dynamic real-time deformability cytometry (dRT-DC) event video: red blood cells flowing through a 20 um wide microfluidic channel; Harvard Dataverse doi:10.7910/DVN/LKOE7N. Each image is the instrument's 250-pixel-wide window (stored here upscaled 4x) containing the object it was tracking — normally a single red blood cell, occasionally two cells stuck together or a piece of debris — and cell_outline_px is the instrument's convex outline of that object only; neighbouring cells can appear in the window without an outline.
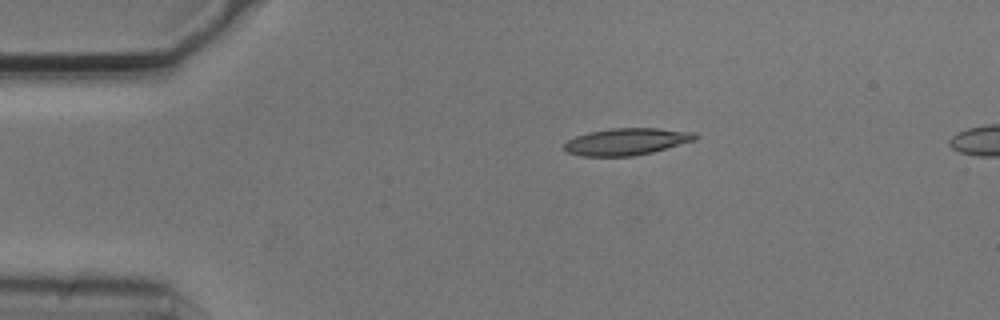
{"species": "common noctule bat (a hibernating species)", "species_latin": "Nyctalus noctula", "temperature_condition": "cold", "stored_images_in_passage": 6, "camera_frame_rate_fps": 3000, "um_per_image_px": 0.085, "animal": {"sex": "male", "body_mass_g": 20.5, "forearm_length_mm": 52.5}, "frame": {"image": 1, "passage_image": 1, "time_ms": 0.0, "image_size_px": [1000, 320], "cell_outline_px": [[700, 136], [696, 140], [652, 152], [632, 156], [584, 156], [568, 152], [564, 148], [564, 144], [568, 140], [576, 136], [588, 132], [612, 128], [656, 128], [696, 132]], "centroid_in_image_um": [53.3, 12.03], "position_along_channel_um": 31.7, "area_um2": 20.52}}
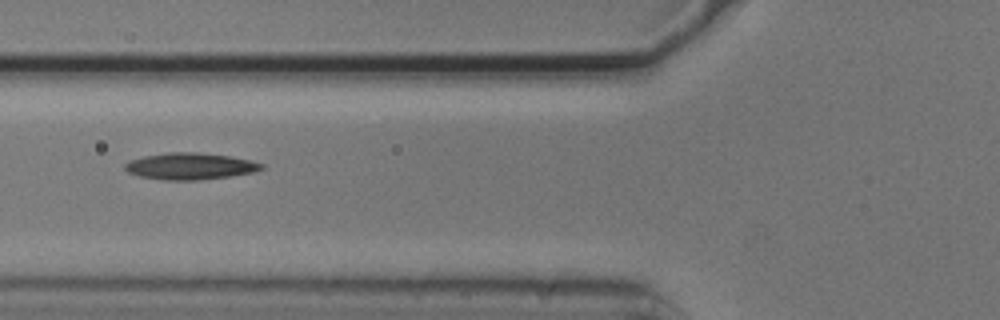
{"frame": {"image": 2, "passage_image": 4, "time_ms": 1.0, "image_size_px": [1000, 320], "cell_outline_px": [[264, 168], [256, 172], [200, 180], [164, 180], [140, 176], [128, 172], [124, 168], [124, 164], [128, 160], [144, 156], [168, 152], [196, 152], [228, 156], [252, 160], [264, 164]], "centroid_in_image_um": [16.16, 14.12], "position_along_channel_um": 109.6, "area_um2": 21.27}}
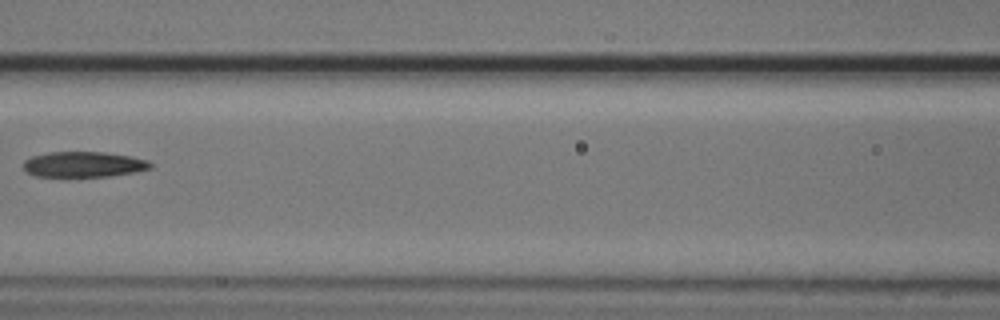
{"frame": {"image": 3, "passage_image": 5, "time_ms": 1.333, "image_size_px": [1000, 320], "cell_outline_px": [[152, 168], [136, 172], [112, 176], [36, 176], [28, 172], [24, 168], [24, 160], [32, 156], [52, 152], [104, 152], [132, 156], [148, 160], [152, 164]], "centroid_in_image_um": [7.17, 13.97], "position_along_channel_um": 159.4, "area_um2": 18.84}}